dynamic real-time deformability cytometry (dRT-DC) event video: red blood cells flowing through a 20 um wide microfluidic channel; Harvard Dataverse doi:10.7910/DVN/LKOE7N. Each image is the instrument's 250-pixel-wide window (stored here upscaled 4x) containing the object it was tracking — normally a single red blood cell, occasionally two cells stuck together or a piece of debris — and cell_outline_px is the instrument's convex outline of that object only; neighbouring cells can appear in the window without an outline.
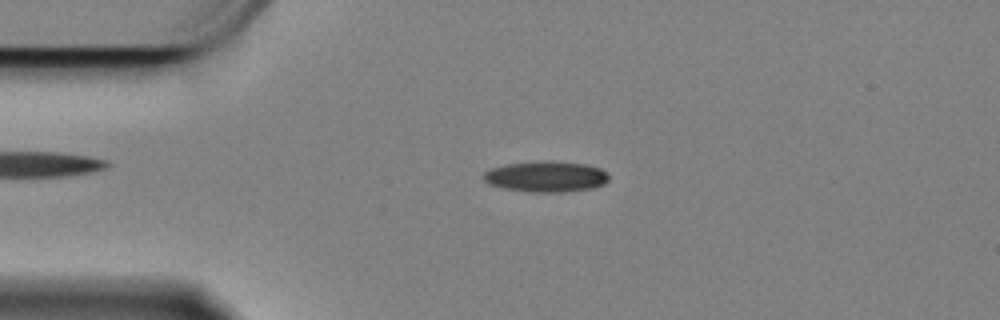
{"species": "Egyptian fruit bat (a non-hibernating species)", "species_latin": "Rousettus aegyptiacus", "temperature_condition": "cold", "stored_images_in_passage": 58, "camera_frame_rate_fps": 3000, "um_per_image_px": 0.085, "animal": {"sex": "female"}, "frame": {"image": 1, "passage_image": 12, "time_ms": 3.667, "image_size_px": [1000, 320], "cell_outline_px": [[608, 180], [604, 184], [588, 188], [564, 192], [532, 192], [504, 188], [492, 184], [484, 180], [484, 172], [492, 168], [508, 164], [540, 160], [552, 160], [584, 164], [600, 168], [608, 176]], "centroid_in_image_um": [46.41, 14.99], "position_along_channel_um": 38.6, "area_um2": 22.25}}
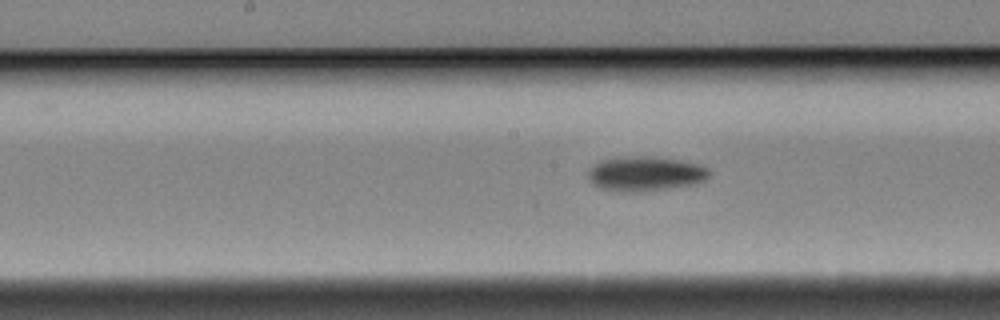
{"frame": {"image": 2, "passage_image": 28, "time_ms": 9.0, "image_size_px": [1000, 320], "cell_outline_px": [[708, 176], [704, 180], [696, 184], [668, 188], [636, 192], [616, 192], [600, 188], [588, 176], [588, 172], [600, 160], [628, 156], [652, 156], [676, 160], [696, 164], [708, 168]], "centroid_in_image_um": [54.84, 14.77], "position_along_channel_um": 193.4, "area_um2": 24.1}}
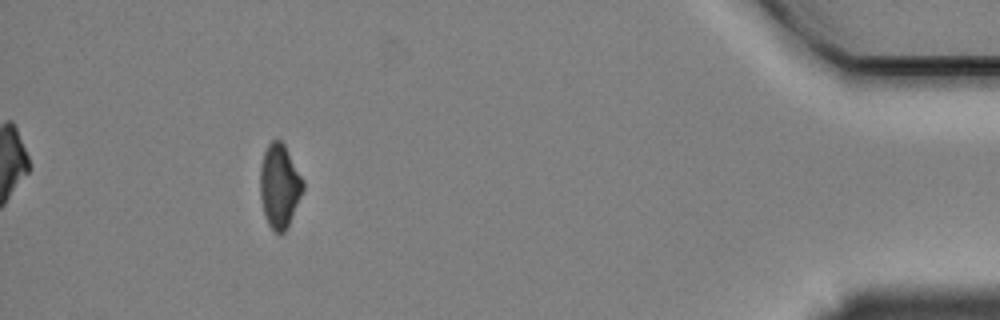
{"frame": {"image": 3, "passage_image": 53, "time_ms": 17.333, "image_size_px": [1000, 320], "cell_outline_px": [[304, 188], [288, 224], [284, 232], [272, 232], [268, 224], [264, 212], [260, 196], [260, 168], [264, 152], [268, 144], [272, 140], [280, 140], [284, 144], [304, 180]], "centroid_in_image_um": [23.75, 15.79], "position_along_channel_um": 411.5, "area_um2": 20.69}, "authors_computed_cell_mechanics": {"area_um2": 21.964, "velocity_mm_per_s": 3.3485, "shape_relaxation_time_tau1_ms": 3.4557, "shape_relaxation_time_tau2_ms": null, "deformation_change_tau1": 0.1127, "deformation_change_tau2": null}}